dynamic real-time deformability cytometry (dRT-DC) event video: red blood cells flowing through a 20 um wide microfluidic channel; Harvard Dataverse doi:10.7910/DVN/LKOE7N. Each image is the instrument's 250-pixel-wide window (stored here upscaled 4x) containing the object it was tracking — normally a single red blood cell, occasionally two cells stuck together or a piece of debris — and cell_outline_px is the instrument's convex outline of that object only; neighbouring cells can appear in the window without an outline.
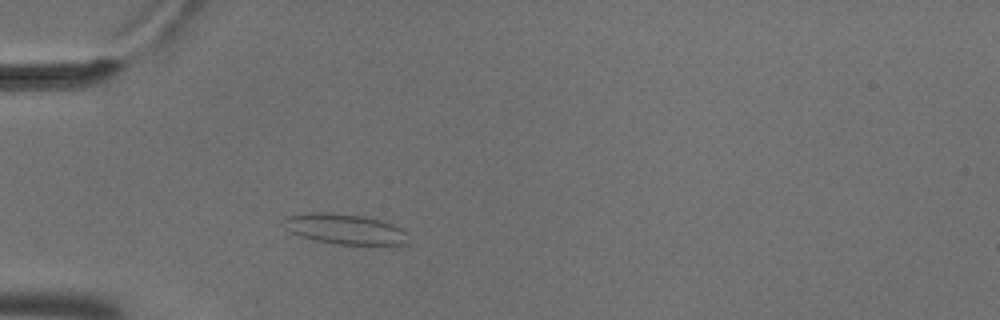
{"species": "common noctule bat (a hibernating species)", "species_latin": "Nyctalus noctula", "temperature_condition": "cold", "stored_images_in_passage": 2, "camera_frame_rate_fps": 3000, "um_per_image_px": 0.085, "animal": {"sex": "male", "body_mass_g": 18.8}, "frame": {"image": 1, "passage_image": 2, "time_ms": 0.333, "image_size_px": [1000, 320], "cell_outline_px": [[404, 244], [336, 244], [312, 240], [300, 236], [284, 228], [280, 220], [284, 216], [304, 212], [328, 212], [364, 216], [380, 220], [392, 224], [400, 228], [404, 232]], "centroid_in_image_um": [29.14, 19.44], "position_along_channel_um": 55.9, "area_um2": 21.96}}